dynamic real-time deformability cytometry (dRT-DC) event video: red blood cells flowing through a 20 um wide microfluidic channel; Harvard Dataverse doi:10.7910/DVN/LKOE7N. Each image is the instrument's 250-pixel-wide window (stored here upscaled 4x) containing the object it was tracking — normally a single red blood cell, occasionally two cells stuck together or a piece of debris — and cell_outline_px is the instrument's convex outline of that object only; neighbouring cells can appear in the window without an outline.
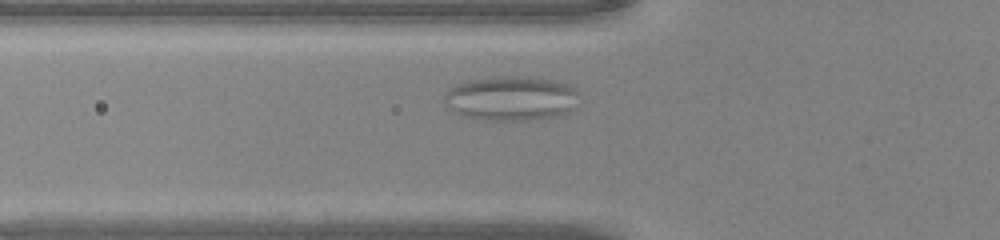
{"species": "common noctule bat (a hibernating species)", "species_latin": "Nyctalus noctula", "temperature_condition": "warm", "stored_images_in_passage": 31, "camera_frame_rate_fps": 3000, "um_per_image_px": 0.085, "animal": {"sex": "male", "body_mass_g": 20.0, "forearm_length_mm": 53.3}, "frame": {"image": 1, "passage_image": 6, "time_ms": 1.667, "image_size_px": [1000, 240], "cell_outline_px": [[576, 92], [572, 108], [568, 112], [556, 116], [528, 120], [492, 120], [464, 116], [456, 112], [444, 100], [444, 96], [452, 88], [468, 80], [504, 76], [532, 76], [552, 80], [568, 84], [576, 88]], "centroid_in_image_um": [43.47, 8.35], "position_along_channel_um": 82.3, "area_um2": 34.28}}
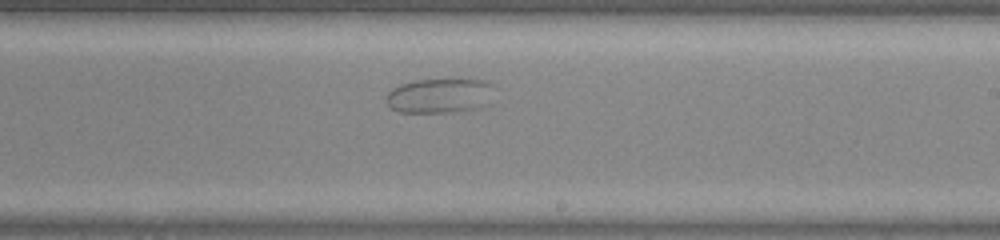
{"frame": {"image": 2, "passage_image": 18, "time_ms": 5.667, "image_size_px": [1000, 240], "cell_outline_px": [[492, 84], [488, 104], [476, 108], [448, 112], [400, 112], [392, 108], [384, 100], [388, 92], [392, 88], [400, 84], [416, 80], [484, 80]], "centroid_in_image_um": [37.31, 8.13], "position_along_channel_um": 251.7, "area_um2": 21.5}}
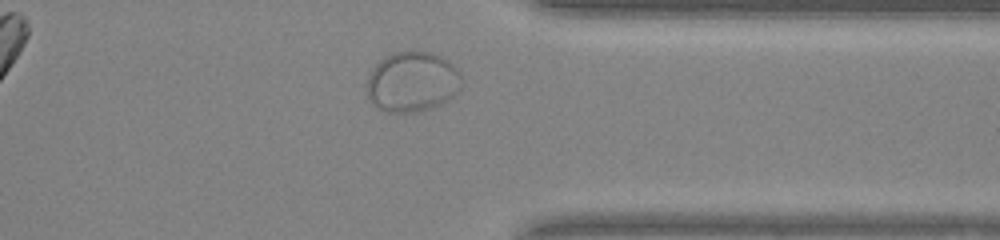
{"frame": {"image": 3, "passage_image": 27, "time_ms": 8.667, "image_size_px": [1000, 240], "cell_outline_px": [[460, 88], [448, 100], [432, 108], [416, 112], [384, 112], [376, 108], [368, 100], [364, 88], [368, 76], [372, 68], [384, 56], [392, 52], [416, 48], [432, 52], [448, 60], [460, 72]], "centroid_in_image_um": [34.98, 6.93], "position_along_channel_um": 376.4, "area_um2": 34.28}}